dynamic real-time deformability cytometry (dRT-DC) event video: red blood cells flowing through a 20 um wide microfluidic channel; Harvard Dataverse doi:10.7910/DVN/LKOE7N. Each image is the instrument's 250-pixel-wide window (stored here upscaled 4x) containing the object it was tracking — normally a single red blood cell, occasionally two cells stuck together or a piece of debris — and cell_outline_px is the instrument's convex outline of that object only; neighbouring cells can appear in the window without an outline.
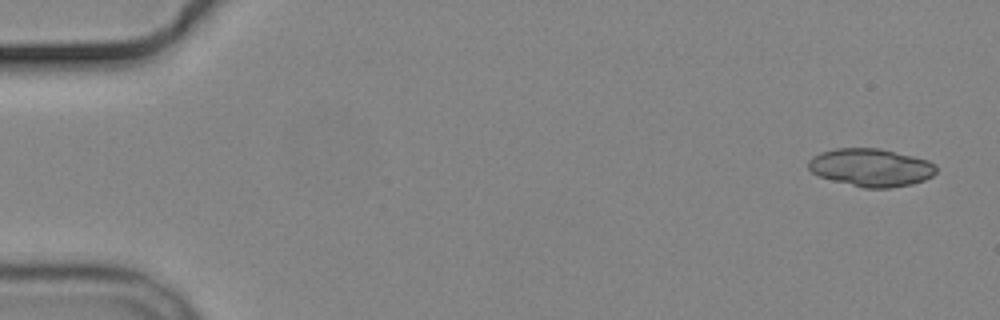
{"species": "common noctule bat (a hibernating species)", "species_latin": "Nyctalus noctula", "temperature_condition": "cold", "stored_images_in_passage": 6, "segment_of_instrument_passage": [1, 2], "camera_frame_rate_fps": 3000, "um_per_image_px": 0.085, "animal": {"sex": "male", "body_mass_g": 19.2, "forearm_length_mm": 51.8}, "frame": {"image": 1, "passage_image": 1, "time_ms": 0.0, "image_size_px": [1000, 320], "cell_outline_px": [[936, 172], [932, 176], [924, 180], [912, 184], [892, 188], [864, 188], [832, 180], [820, 176], [812, 172], [808, 168], [808, 160], [812, 156], [820, 152], [836, 148], [880, 148], [928, 160], [936, 164]], "centroid_in_image_um": [74.03, 14.24], "position_along_channel_um": 11.0, "area_um2": 28.32}}